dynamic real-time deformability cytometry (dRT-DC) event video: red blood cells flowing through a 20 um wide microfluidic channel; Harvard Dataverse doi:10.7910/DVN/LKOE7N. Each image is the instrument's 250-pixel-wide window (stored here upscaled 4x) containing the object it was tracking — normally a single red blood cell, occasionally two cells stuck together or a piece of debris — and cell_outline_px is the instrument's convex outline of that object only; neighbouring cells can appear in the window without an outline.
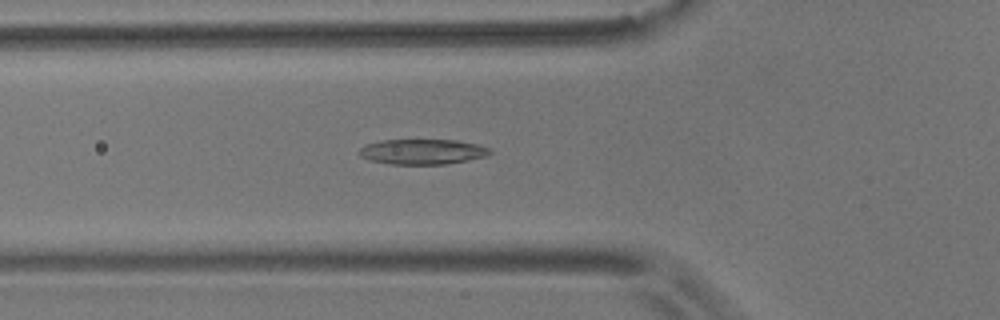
{"species": "common noctule bat (a hibernating species)", "species_latin": "Nyctalus noctula", "temperature_condition": "room temperature", "stored_images_in_passage": 55, "camera_frame_rate_fps": 3000, "um_per_image_px": 0.085, "animal": {"sex": "male", "body_mass_g": 17.9}, "frame": {"image": 1, "passage_image": 19, "time_ms": 6.0, "image_size_px": [1000, 320], "cell_outline_px": [[492, 152], [484, 156], [468, 160], [448, 164], [388, 164], [368, 160], [360, 156], [356, 152], [364, 144], [380, 140], [456, 140], [476, 144], [492, 148]], "centroid_in_image_um": [35.85, 12.89], "position_along_channel_um": 89.9, "area_um2": 19.42}}
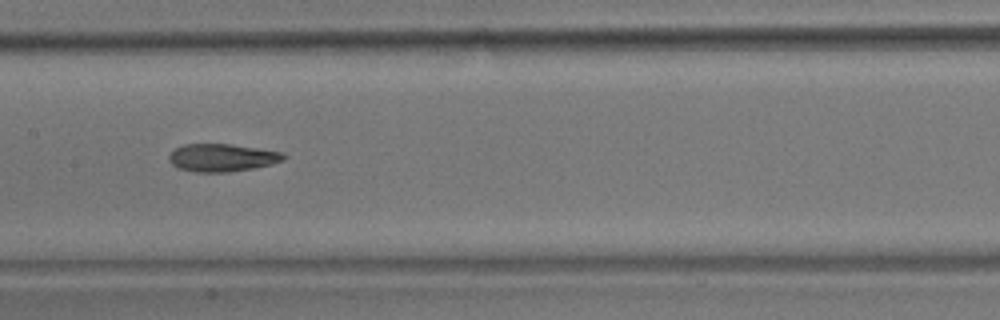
{"frame": {"image": 2, "passage_image": 27, "time_ms": 8.667, "image_size_px": [1000, 320], "cell_outline_px": [[288, 156], [284, 160], [272, 164], [256, 168], [228, 172], [196, 172], [176, 168], [168, 160], [168, 156], [176, 148], [184, 144], [232, 144], [284, 152]], "centroid_in_image_um": [18.91, 13.4], "position_along_channel_um": 188.5, "area_um2": 18.79}}
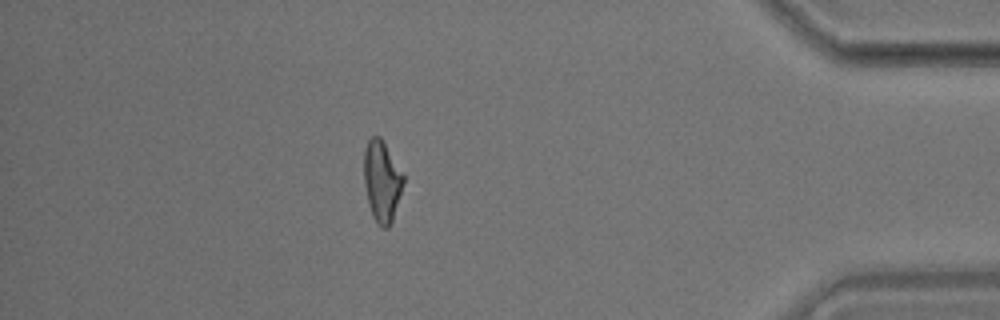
{"frame": {"image": 3, "passage_image": 48, "time_ms": 15.667, "image_size_px": [1000, 320], "cell_outline_px": [[404, 180], [392, 220], [388, 228], [384, 228], [376, 224], [372, 216], [368, 204], [364, 184], [364, 148], [368, 140], [372, 136], [380, 136], [404, 172]], "centroid_in_image_um": [32.45, 15.38], "position_along_channel_um": 402.8, "area_um2": 18.79}, "authors_computed_cell_mechanics": {"area_um2": 19.074, "velocity_mm_per_s": 3.6684, "shape_relaxation_time_tau1_ms": null, "shape_relaxation_time_tau2_ms": 2.8122, "deformation_change_tau1": null, "deformation_change_tau2": 0.1203}}